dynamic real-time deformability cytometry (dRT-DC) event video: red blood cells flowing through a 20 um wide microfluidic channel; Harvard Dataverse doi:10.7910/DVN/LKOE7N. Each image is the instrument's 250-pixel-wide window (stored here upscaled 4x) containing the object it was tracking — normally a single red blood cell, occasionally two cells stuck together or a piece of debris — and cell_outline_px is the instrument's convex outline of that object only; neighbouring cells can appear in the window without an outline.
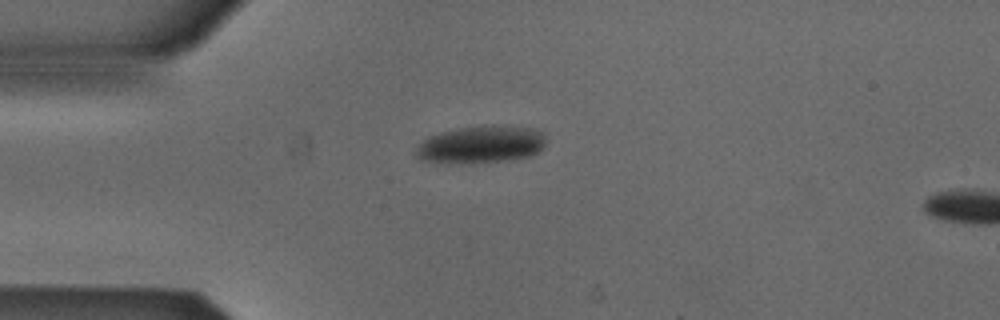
{"species": "Egyptian fruit bat (a non-hibernating species)", "species_latin": "Rousettus aegyptiacus", "temperature_condition": "cold", "stored_images_in_passage": 2, "camera_frame_rate_fps": 3000, "um_per_image_px": 0.085, "animal": {"sex": "male"}, "frame": {"image": 1, "passage_image": 1, "time_ms": 0.0, "image_size_px": [1000, 320], "cell_outline_px": [[544, 144], [536, 152], [528, 156], [508, 160], [472, 164], [448, 164], [424, 160], [416, 152], [416, 148], [428, 136], [440, 132], [460, 128], [492, 124], [532, 128], [544, 132]], "centroid_in_image_um": [40.88, 12.28], "position_along_channel_um": 44.1, "area_um2": 28.44}}